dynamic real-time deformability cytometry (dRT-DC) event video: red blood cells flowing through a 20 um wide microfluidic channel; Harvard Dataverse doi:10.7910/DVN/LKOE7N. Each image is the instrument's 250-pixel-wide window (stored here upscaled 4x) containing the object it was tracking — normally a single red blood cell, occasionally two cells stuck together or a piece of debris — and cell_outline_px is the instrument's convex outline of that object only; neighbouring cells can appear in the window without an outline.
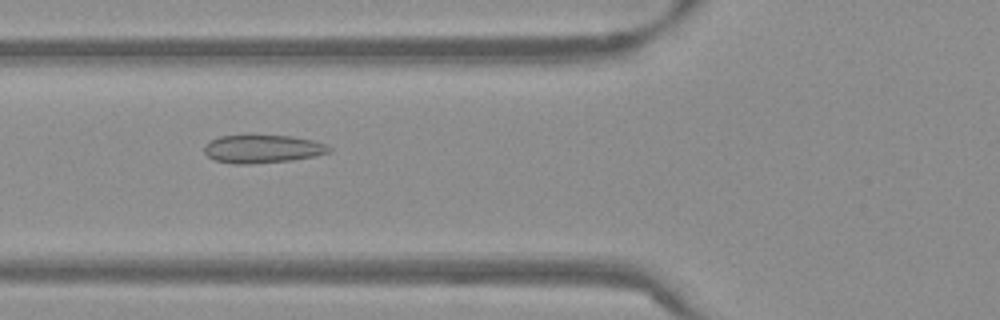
{"species": "Egyptian fruit bat (a non-hibernating species)", "species_latin": "Rousettus aegyptiacus", "temperature_condition": "warm", "stored_images_in_passage": 39, "camera_frame_rate_fps": 3000, "um_per_image_px": 0.085, "frame": {"image": 1, "passage_image": 6, "time_ms": 1.667, "image_size_px": [1000, 320], "cell_outline_px": [[332, 152], [316, 156], [292, 160], [252, 164], [232, 164], [212, 160], [204, 152], [204, 144], [208, 140], [220, 136], [292, 136], [312, 140], [324, 144], [332, 148]], "centroid_in_image_um": [22.29, 12.67], "position_along_channel_um": 103.5, "area_um2": 20.63}}
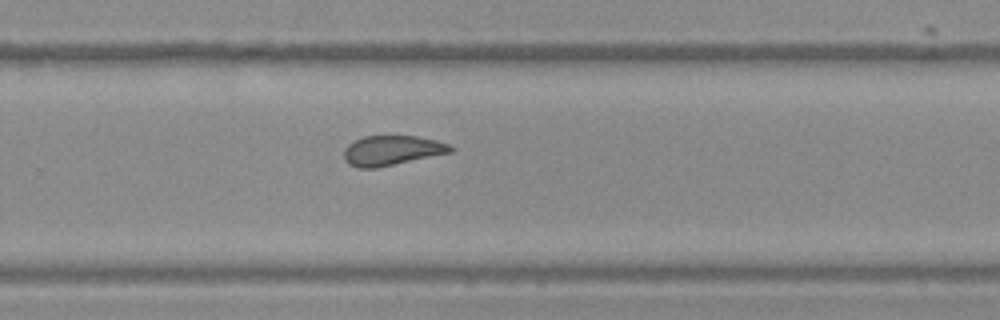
{"frame": {"image": 2, "passage_image": 21, "time_ms": 6.667, "image_size_px": [1000, 320], "cell_outline_px": [[456, 148], [452, 152], [376, 168], [356, 168], [348, 164], [344, 160], [344, 148], [348, 144], [364, 136], [416, 136], [436, 140], [452, 144]], "centroid_in_image_um": [33.33, 12.79], "position_along_channel_um": 296.5, "area_um2": 18.67}}
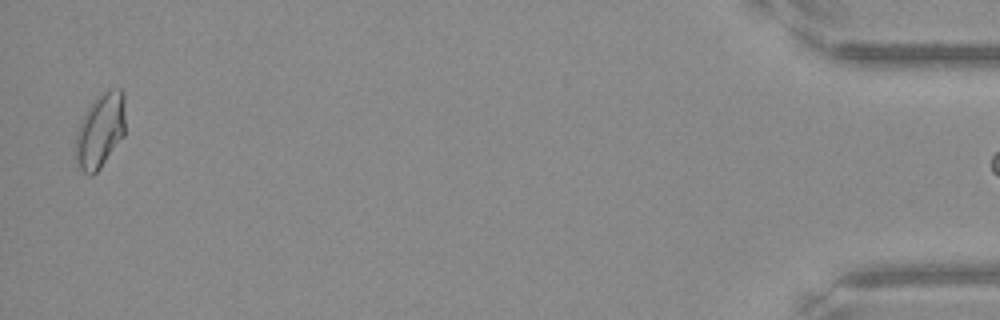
{"frame": {"image": 3, "passage_image": 38, "time_ms": 12.333, "image_size_px": [1000, 320], "cell_outline_px": [[124, 136], [100, 168], [92, 176], [88, 176], [80, 168], [76, 160], [72, 148], [76, 132], [80, 120], [96, 96], [108, 88], [120, 88], [124, 92]], "centroid_in_image_um": [8.48, 11.1], "position_along_channel_um": 426.7, "area_um2": 22.14}}